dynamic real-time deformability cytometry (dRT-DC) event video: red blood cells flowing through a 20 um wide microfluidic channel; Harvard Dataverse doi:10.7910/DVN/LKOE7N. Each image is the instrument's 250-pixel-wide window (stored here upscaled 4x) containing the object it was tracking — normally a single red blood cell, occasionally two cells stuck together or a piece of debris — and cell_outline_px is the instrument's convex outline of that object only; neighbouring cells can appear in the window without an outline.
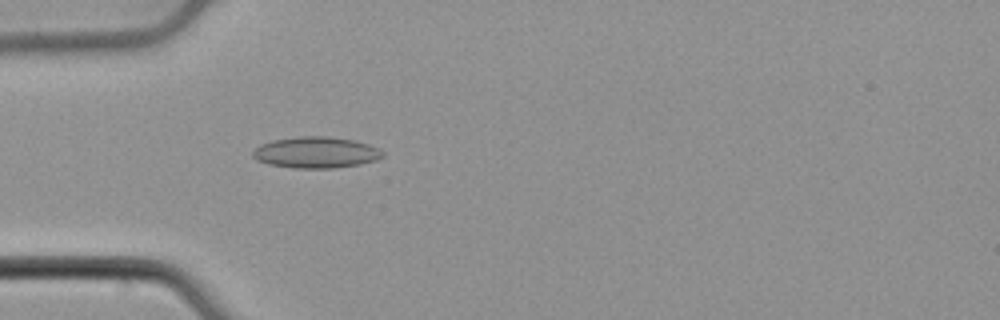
{"species": "common noctule bat (a hibernating species)", "species_latin": "Nyctalus noctula", "temperature_condition": "cold", "stored_images_in_passage": 53, "camera_frame_rate_fps": 3000, "um_per_image_px": 0.085, "animal": {"sex": "male", "body_mass_g": 21.5, "forearm_length_mm": 52.0}, "frame": {"image": 1, "passage_image": 16, "time_ms": 5.0, "image_size_px": [1000, 320], "cell_outline_px": [[384, 156], [376, 160], [360, 164], [332, 168], [296, 168], [268, 164], [256, 160], [252, 156], [252, 152], [260, 144], [272, 140], [300, 136], [328, 136], [352, 140], [368, 144], [384, 152]], "centroid_in_image_um": [26.83, 12.96], "position_along_channel_um": 58.2, "area_um2": 23.58}}
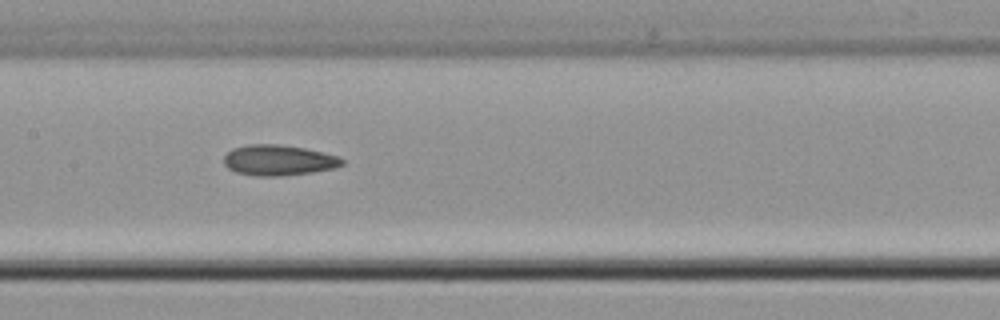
{"frame": {"image": 2, "passage_image": 26, "time_ms": 8.333, "image_size_px": [1000, 320], "cell_outline_px": [[344, 164], [336, 168], [312, 172], [280, 176], [256, 176], [236, 172], [228, 168], [224, 164], [224, 156], [232, 148], [248, 144], [276, 144], [304, 148], [324, 152], [336, 156], [344, 160]], "centroid_in_image_um": [23.67, 13.62], "position_along_channel_um": 183.7, "area_um2": 21.1}}
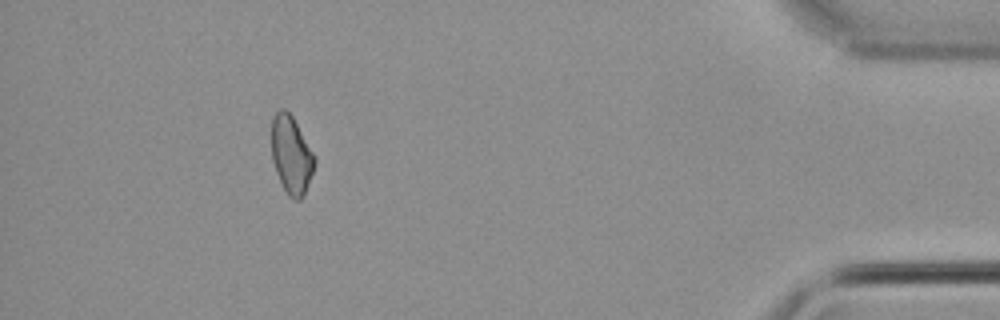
{"frame": {"image": 3, "passage_image": 48, "time_ms": 15.667, "image_size_px": [1000, 320], "cell_outline_px": [[316, 164], [304, 192], [300, 200], [296, 200], [288, 196], [276, 172], [272, 160], [272, 116], [280, 108], [284, 108], [292, 116], [316, 156]], "centroid_in_image_um": [24.76, 13.14], "position_along_channel_um": 410.4, "area_um2": 19.42}, "authors_computed_cell_mechanics": {"area_um2": 20.808, "velocity_mm_per_s": 3.9029, "shape_relaxation_time_tau1_ms": 6.3513, "shape_relaxation_time_tau2_ms": 6.664, "deformation_change_tau1": 0.0976, "deformation_change_tau2": 0.1298}}